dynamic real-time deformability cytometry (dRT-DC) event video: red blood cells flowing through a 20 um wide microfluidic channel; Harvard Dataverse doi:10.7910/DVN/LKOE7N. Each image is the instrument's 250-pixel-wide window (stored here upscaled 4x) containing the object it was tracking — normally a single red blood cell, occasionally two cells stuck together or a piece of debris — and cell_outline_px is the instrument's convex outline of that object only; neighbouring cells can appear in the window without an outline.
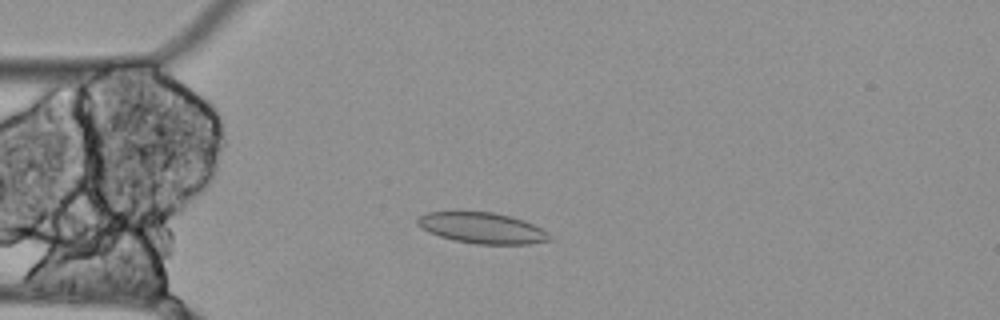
{"species": "Egyptian fruit bat (a non-hibernating species)", "species_latin": "Rousettus aegyptiacus", "temperature_condition": "cold", "stored_images_in_passage": 47, "camera_frame_rate_fps": 3000, "um_per_image_px": 0.085, "animal": {"sex": "female"}, "frame": {"image": 1, "passage_image": 5, "time_ms": 1.333, "image_size_px": [1000, 320], "cell_outline_px": [[552, 240], [528, 244], [476, 244], [456, 240], [440, 236], [428, 232], [416, 224], [416, 220], [420, 216], [428, 212], [492, 212], [508, 216], [532, 224], [548, 232], [552, 236]], "centroid_in_image_um": [40.98, 19.39], "position_along_channel_um": 44.0, "area_um2": 23.47}}
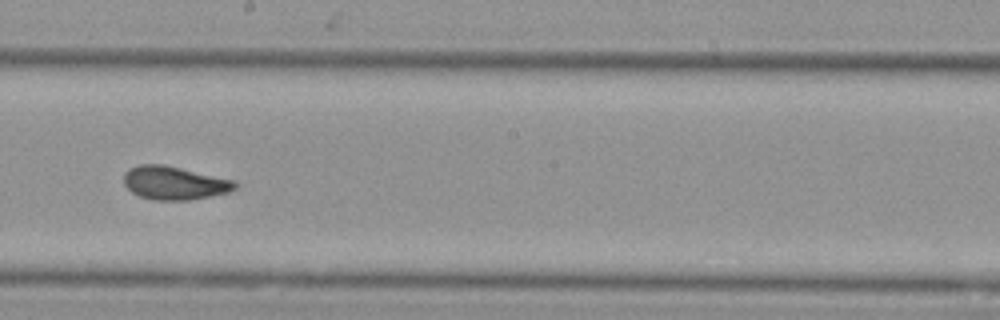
{"frame": {"image": 2, "passage_image": 22, "time_ms": 7.0, "image_size_px": [1000, 320], "cell_outline_px": [[236, 188], [228, 192], [188, 200], [152, 200], [140, 196], [132, 192], [124, 184], [124, 172], [128, 168], [140, 164], [164, 164], [236, 180]], "centroid_in_image_um": [14.8, 15.54], "position_along_channel_um": 233.4, "area_um2": 21.68}}
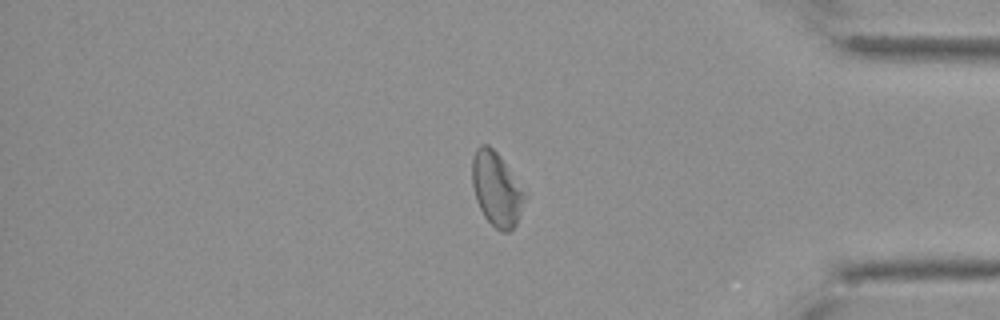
{"frame": {"image": 3, "passage_image": 38, "time_ms": 12.333, "image_size_px": [1000, 320], "cell_outline_px": [[524, 196], [516, 224], [508, 232], [500, 232], [484, 216], [476, 200], [472, 184], [472, 156], [476, 148], [480, 144], [488, 144], [500, 156]], "centroid_in_image_um": [42.12, 16.06], "position_along_channel_um": 393.1, "area_um2": 21.73}, "authors_computed_cell_mechanics": {"area_um2": 21.964, "velocity_mm_per_s": 3.4599, "shape_relaxation_time_tau1_ms": null, "shape_relaxation_time_tau2_ms": 4.449, "deformation_change_tau1": null, "deformation_change_tau2": 0.1158}}